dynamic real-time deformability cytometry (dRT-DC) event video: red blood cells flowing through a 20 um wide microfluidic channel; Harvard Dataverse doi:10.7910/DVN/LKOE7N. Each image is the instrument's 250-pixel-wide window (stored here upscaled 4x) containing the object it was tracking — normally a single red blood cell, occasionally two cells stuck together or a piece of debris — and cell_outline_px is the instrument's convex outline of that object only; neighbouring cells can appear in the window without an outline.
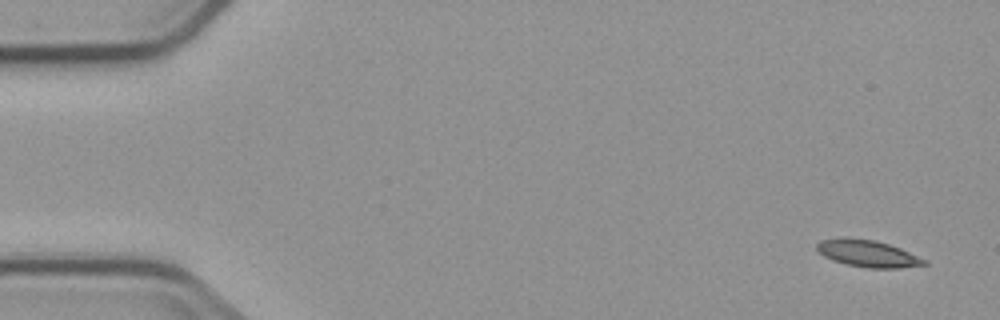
{"species": "common noctule bat (a hibernating species)", "species_latin": "Nyctalus noctula", "temperature_condition": "cold", "stored_images_in_passage": 4, "camera_frame_rate_fps": 3000, "um_per_image_px": 0.085, "animal": {"sex": "male", "body_mass_g": 23.1, "forearm_length_mm": 52.7}, "frame": {"image": 1, "passage_image": 1, "time_ms": 0.0, "image_size_px": [1000, 320], "cell_outline_px": [[928, 264], [896, 268], [868, 268], [848, 264], [832, 260], [824, 256], [816, 248], [816, 244], [820, 240], [844, 236], [876, 240], [900, 248], [928, 260]], "centroid_in_image_um": [73.74, 21.53], "position_along_channel_um": 11.3, "area_um2": 16.94}}
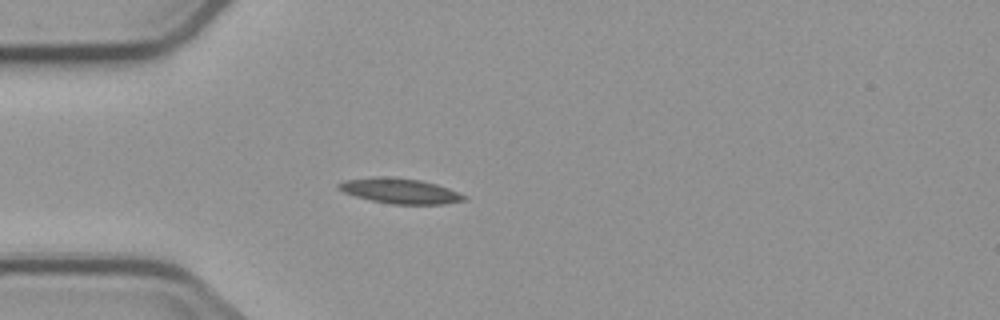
{"frame": {"image": 2, "passage_image": 4, "time_ms": 4.333, "image_size_px": [1000, 320], "cell_outline_px": [[468, 200], [444, 204], [392, 204], [372, 200], [356, 196], [344, 192], [336, 188], [336, 184], [344, 180], [380, 176], [420, 180], [436, 184], [448, 188], [468, 196]], "centroid_in_image_um": [34.02, 16.23], "position_along_channel_um": 51.0, "area_um2": 18.38}}